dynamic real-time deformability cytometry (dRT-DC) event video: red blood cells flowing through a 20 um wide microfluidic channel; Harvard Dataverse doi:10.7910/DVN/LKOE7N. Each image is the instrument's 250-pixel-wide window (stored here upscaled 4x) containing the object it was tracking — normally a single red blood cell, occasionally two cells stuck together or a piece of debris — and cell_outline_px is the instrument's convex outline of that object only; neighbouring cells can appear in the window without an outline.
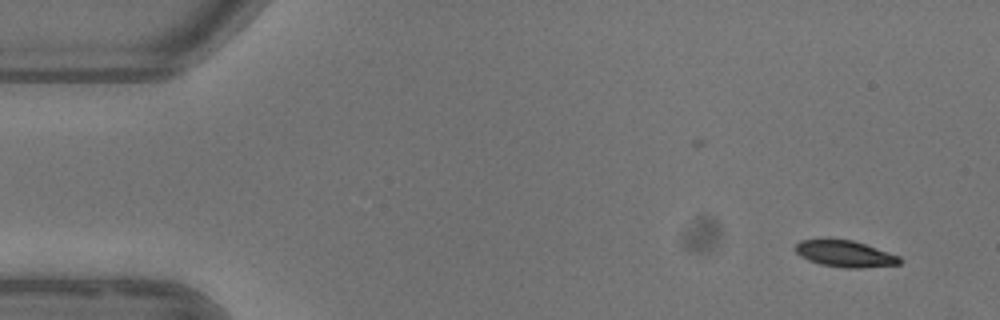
{"species": "common noctule bat (a hibernating species)", "species_latin": "Nyctalus noctula", "temperature_condition": "warm", "stored_images_in_passage": 4, "camera_frame_rate_fps": 3000, "um_per_image_px": 0.085, "animal": {"sex": "female"}, "frame": {"image": 1, "passage_image": 1, "time_ms": 0.0, "image_size_px": [1000, 320], "cell_outline_px": [[900, 264], [860, 268], [844, 268], [820, 264], [808, 260], [800, 256], [796, 252], [796, 244], [800, 240], [828, 236], [852, 240], [900, 256]], "centroid_in_image_um": [71.75, 21.53], "position_along_channel_um": 13.3, "area_um2": 16.53}}
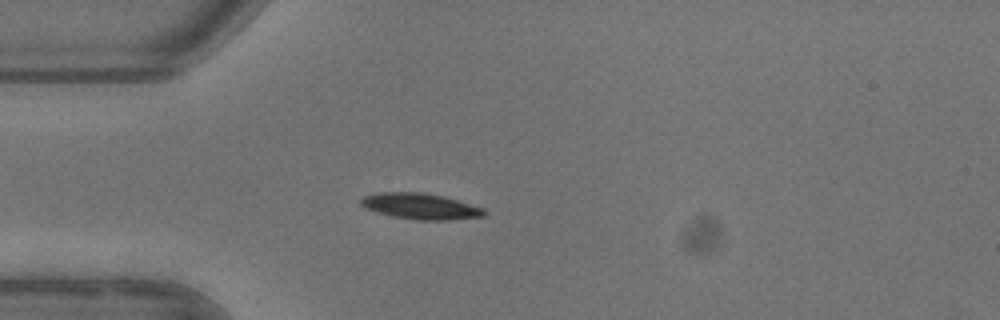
{"frame": {"image": 2, "passage_image": 4, "time_ms": 3.667, "image_size_px": [1000, 320], "cell_outline_px": [[484, 216], [448, 220], [416, 220], [392, 216], [376, 212], [364, 208], [360, 204], [360, 200], [364, 196], [380, 192], [420, 192], [444, 196], [484, 208]], "centroid_in_image_um": [35.7, 17.53], "position_along_channel_um": 49.3, "area_um2": 18.61}}